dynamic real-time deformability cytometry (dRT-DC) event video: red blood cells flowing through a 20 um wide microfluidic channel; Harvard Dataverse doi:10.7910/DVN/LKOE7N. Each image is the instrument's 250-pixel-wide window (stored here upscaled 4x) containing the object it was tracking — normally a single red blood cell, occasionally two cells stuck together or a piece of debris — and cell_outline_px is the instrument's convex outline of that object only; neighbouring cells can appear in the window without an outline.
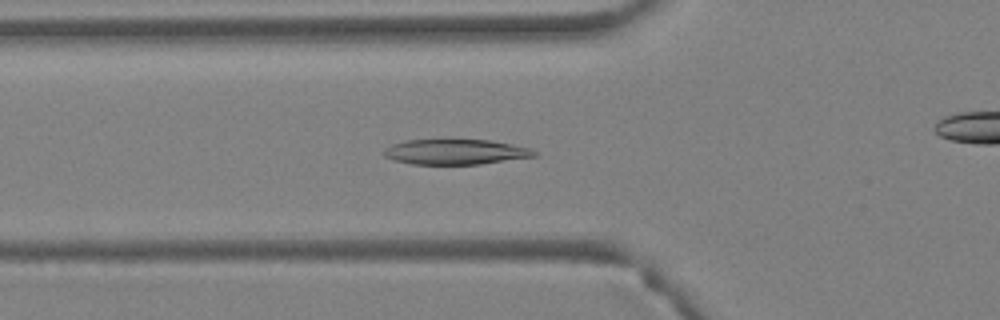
{"species": "Egyptian fruit bat (a non-hibernating species)", "species_latin": "Rousettus aegyptiacus", "temperature_condition": "warm", "stored_images_in_passage": 40, "camera_frame_rate_fps": 3000, "um_per_image_px": 0.085, "animal": {"sex": "female"}, "frame": {"image": 1, "passage_image": 15, "time_ms": 4.667, "image_size_px": [1000, 320], "cell_outline_px": [[536, 156], [480, 164], [412, 164], [392, 160], [384, 156], [384, 148], [392, 144], [404, 140], [492, 140], [532, 148], [536, 152]], "centroid_in_image_um": [38.7, 12.91], "position_along_channel_um": 87.1, "area_um2": 22.14}}
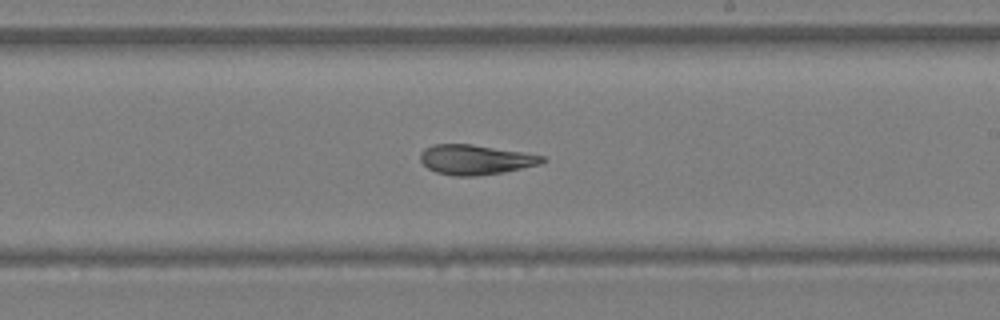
{"frame": {"image": 2, "passage_image": 25, "time_ms": 8.0, "image_size_px": [1000, 320], "cell_outline_px": [[548, 160], [540, 164], [504, 172], [476, 176], [452, 176], [436, 172], [428, 168], [420, 160], [420, 152], [424, 148], [432, 144], [472, 144], [524, 152], [544, 156]], "centroid_in_image_um": [40.41, 13.57], "position_along_channel_um": 248.6, "area_um2": 21.39}}
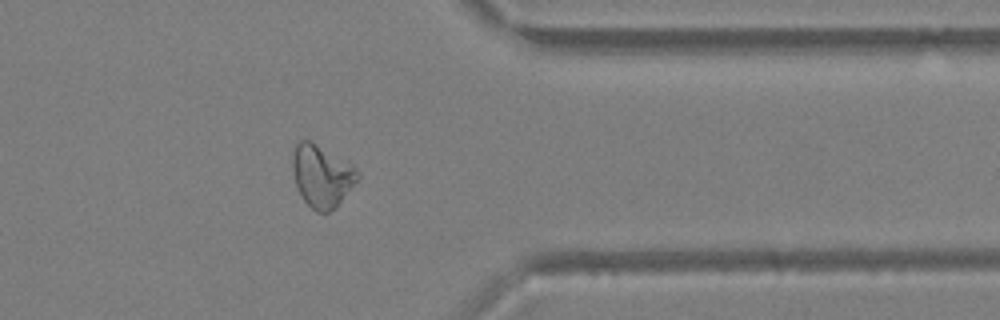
{"frame": {"image": 3, "passage_image": 34, "time_ms": 11.0, "image_size_px": [1000, 320], "cell_outline_px": [[360, 176], [340, 200], [328, 212], [316, 212], [304, 200], [296, 184], [292, 172], [292, 152], [296, 144], [300, 140], [308, 140], [356, 168]], "centroid_in_image_um": [27.29, 14.95], "position_along_channel_um": 384.1, "area_um2": 22.66}, "authors_computed_cell_mechanics": {"area_um2": 22.7154, "velocity_mm_per_s": 4.8393, "shape_relaxation_time_tau1_ms": 6.4918, "shape_relaxation_time_tau2_ms": 2.3052, "deformation_change_tau1": 0.2276, "deformation_change_tau2": 0.1136}}